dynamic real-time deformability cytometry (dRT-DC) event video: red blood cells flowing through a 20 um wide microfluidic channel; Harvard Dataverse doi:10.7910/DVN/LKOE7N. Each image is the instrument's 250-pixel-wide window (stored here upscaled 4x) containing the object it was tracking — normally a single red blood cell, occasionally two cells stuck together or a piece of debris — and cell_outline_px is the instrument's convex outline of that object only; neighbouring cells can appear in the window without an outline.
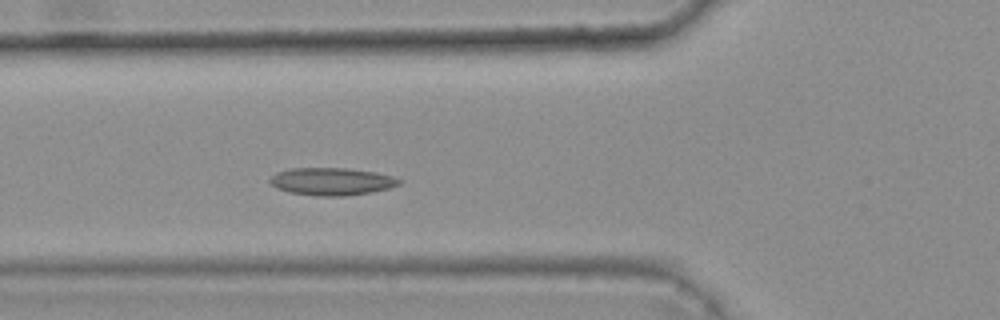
{"species": "common noctule bat (a hibernating species)", "species_latin": "Nyctalus noctula", "temperature_condition": "warm", "stored_images_in_passage": 31, "camera_frame_rate_fps": 3000, "um_per_image_px": 0.085, "animal": {"sex": "female", "body_mass_g": 25.1}, "frame": {"image": 1, "passage_image": 5, "time_ms": 1.333, "image_size_px": [1000, 320], "cell_outline_px": [[404, 180], [400, 184], [388, 188], [372, 192], [344, 196], [316, 196], [288, 192], [276, 188], [268, 180], [276, 172], [288, 168], [348, 168], [376, 172], [392, 176]], "centroid_in_image_um": [28.19, 15.42], "position_along_channel_um": 97.6, "area_um2": 20.92}}